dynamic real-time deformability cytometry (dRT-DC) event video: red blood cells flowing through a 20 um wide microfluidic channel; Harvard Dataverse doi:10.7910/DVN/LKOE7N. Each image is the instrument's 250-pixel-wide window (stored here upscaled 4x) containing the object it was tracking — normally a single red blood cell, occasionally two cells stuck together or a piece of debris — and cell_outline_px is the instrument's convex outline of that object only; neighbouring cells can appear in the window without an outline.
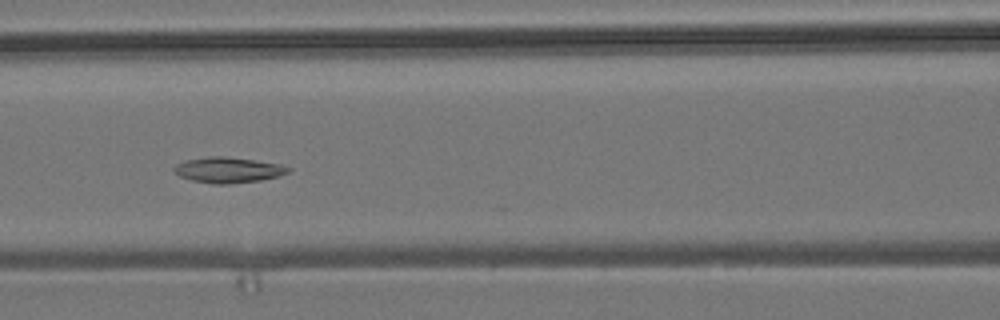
{"species": "common noctule bat (a hibernating species)", "species_latin": "Nyctalus noctula", "temperature_condition": "room temperature", "stored_images_in_passage": 43, "camera_frame_rate_fps": 3000, "um_per_image_px": 0.085, "animal": {"sex": "male", "body_mass_g": 19.2, "forearm_length_mm": 51.8}, "frame": {"image": 1, "passage_image": 12, "time_ms": 3.667, "image_size_px": [1000, 320], "cell_outline_px": [[292, 168], [288, 172], [280, 176], [260, 180], [228, 184], [216, 184], [192, 180], [180, 176], [172, 168], [176, 164], [188, 160], [208, 156], [224, 156], [280, 164]], "centroid_in_image_um": [19.41, 14.45], "position_along_channel_um": 147.2, "area_um2": 16.82}}
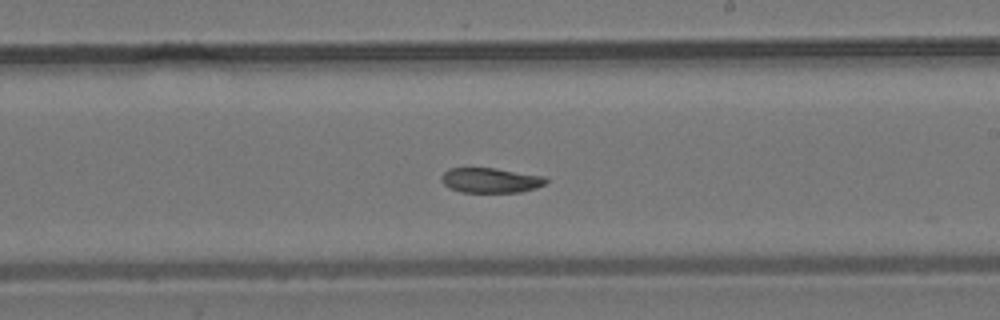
{"frame": {"image": 2, "passage_image": 20, "time_ms": 6.333, "image_size_px": [1000, 320], "cell_outline_px": [[548, 180], [544, 184], [536, 188], [520, 192], [460, 192], [448, 188], [440, 180], [440, 176], [448, 168], [496, 168], [544, 176]], "centroid_in_image_um": [41.66, 15.32], "position_along_channel_um": 247.3, "area_um2": 15.32}}
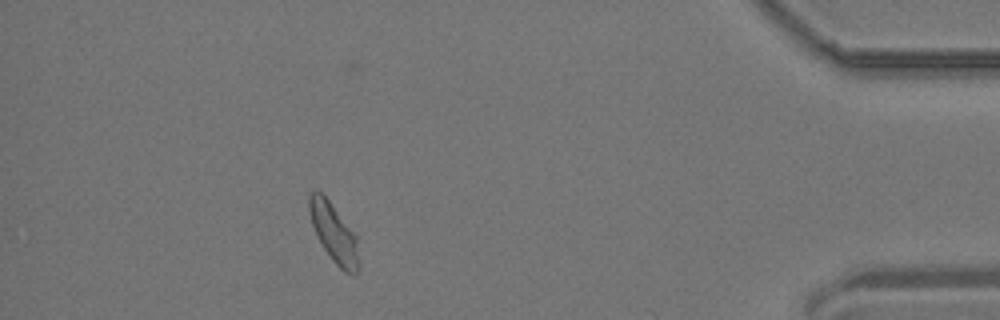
{"frame": {"image": 3, "passage_image": 37, "time_ms": 12.0, "image_size_px": [1000, 320], "cell_outline_px": [[360, 268], [356, 276], [352, 276], [344, 272], [332, 260], [316, 236], [308, 212], [308, 196], [316, 188], [328, 200], [356, 236], [360, 264]], "centroid_in_image_um": [28.38, 19.86], "position_along_channel_um": 406.8, "area_um2": 17.11}}